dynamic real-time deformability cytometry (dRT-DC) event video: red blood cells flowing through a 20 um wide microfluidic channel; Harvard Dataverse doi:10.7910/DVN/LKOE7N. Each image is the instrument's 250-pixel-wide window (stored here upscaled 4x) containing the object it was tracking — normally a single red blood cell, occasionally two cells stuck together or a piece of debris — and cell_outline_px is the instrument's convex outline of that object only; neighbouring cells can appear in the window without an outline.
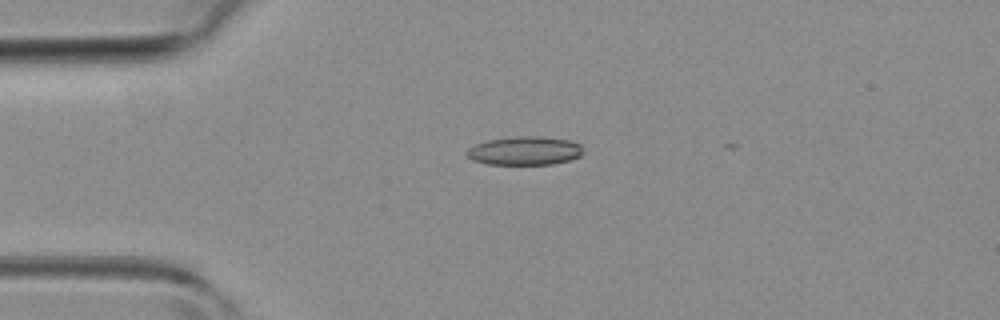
{"species": "common noctule bat (a hibernating species)", "species_latin": "Nyctalus noctula", "temperature_condition": "room temperature", "stored_images_in_passage": 3, "camera_frame_rate_fps": 3000, "um_per_image_px": 0.085, "animal": {"sex": "female", "body_mass_g": 19.3, "forearm_length_mm": 54.1}, "frame": {"image": 1, "passage_image": 1, "time_ms": 0.0, "image_size_px": [1000, 320], "cell_outline_px": [[584, 152], [580, 156], [568, 160], [552, 164], [488, 164], [472, 160], [468, 156], [468, 148], [476, 144], [488, 140], [520, 136], [536, 136], [568, 140], [580, 144]], "centroid_in_image_um": [44.62, 12.82], "position_along_channel_um": 40.4, "area_um2": 19.13}}